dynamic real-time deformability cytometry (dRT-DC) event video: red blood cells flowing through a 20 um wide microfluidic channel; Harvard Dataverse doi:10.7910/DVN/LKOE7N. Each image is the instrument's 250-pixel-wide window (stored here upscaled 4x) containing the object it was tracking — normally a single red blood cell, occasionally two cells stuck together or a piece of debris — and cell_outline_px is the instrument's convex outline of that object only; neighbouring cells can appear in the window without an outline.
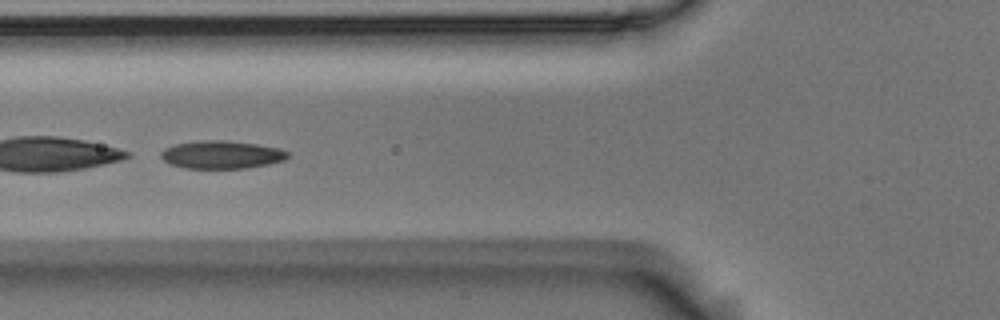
{"species": "Egyptian fruit bat (a non-hibernating species)", "species_latin": "Rousettus aegyptiacus", "temperature_condition": "room temperature", "stored_images_in_passage": 39, "camera_frame_rate_fps": 3000, "um_per_image_px": 0.085, "animal": {"sex": "male"}, "frame": {"image": 1, "passage_image": 8, "time_ms": 2.333, "image_size_px": [1000, 320], "cell_outline_px": [[288, 156], [284, 160], [268, 164], [244, 168], [184, 168], [172, 164], [164, 160], [160, 156], [160, 152], [164, 148], [176, 144], [200, 140], [224, 140], [256, 144], [280, 148], [288, 152]], "centroid_in_image_um": [18.82, 13.14], "position_along_channel_um": 107.0, "area_um2": 20.52}}
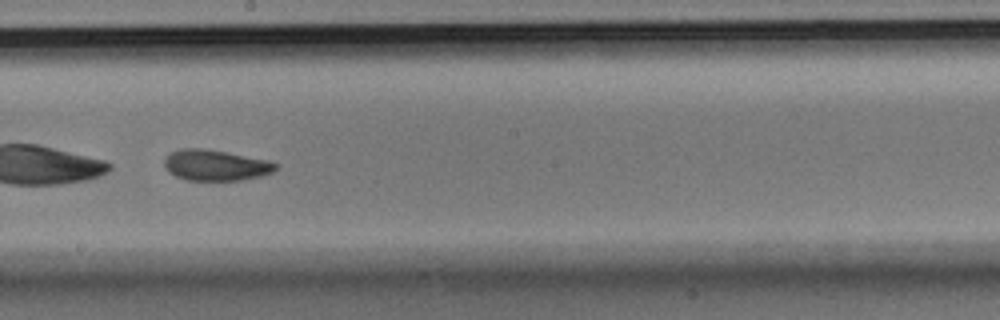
{"frame": {"image": 2, "passage_image": 18, "time_ms": 5.667, "image_size_px": [1000, 320], "cell_outline_px": [[276, 168], [272, 172], [260, 176], [240, 180], [184, 180], [168, 172], [164, 164], [164, 160], [172, 152], [180, 148], [204, 148], [268, 160], [276, 164]], "centroid_in_image_um": [18.29, 14.04], "position_along_channel_um": 229.9, "area_um2": 19.83}}
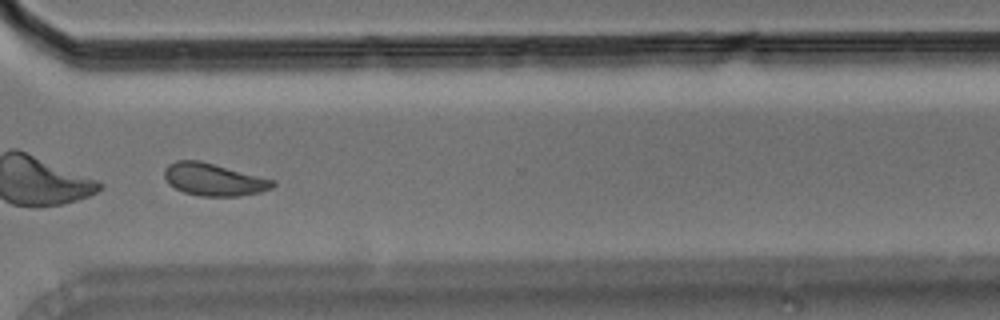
{"frame": {"image": 3, "passage_image": 28, "time_ms": 9.0, "image_size_px": [1000, 320], "cell_outline_px": [[276, 184], [272, 188], [260, 192], [236, 196], [200, 196], [184, 192], [168, 184], [164, 176], [164, 168], [168, 164], [176, 160], [200, 160], [276, 180]], "centroid_in_image_um": [18.16, 15.25], "position_along_channel_um": 352.4, "area_um2": 20.58}, "authors_computed_cell_mechanics": {"area_um2": 20.519, "velocity_mm_per_s": 3.6804, "shape_relaxation_time_tau1_ms": 4.6004, "shape_relaxation_time_tau2_ms": 1.9563, "deformation_change_tau1": 0.1111, "deformation_change_tau2": 0.0617}}